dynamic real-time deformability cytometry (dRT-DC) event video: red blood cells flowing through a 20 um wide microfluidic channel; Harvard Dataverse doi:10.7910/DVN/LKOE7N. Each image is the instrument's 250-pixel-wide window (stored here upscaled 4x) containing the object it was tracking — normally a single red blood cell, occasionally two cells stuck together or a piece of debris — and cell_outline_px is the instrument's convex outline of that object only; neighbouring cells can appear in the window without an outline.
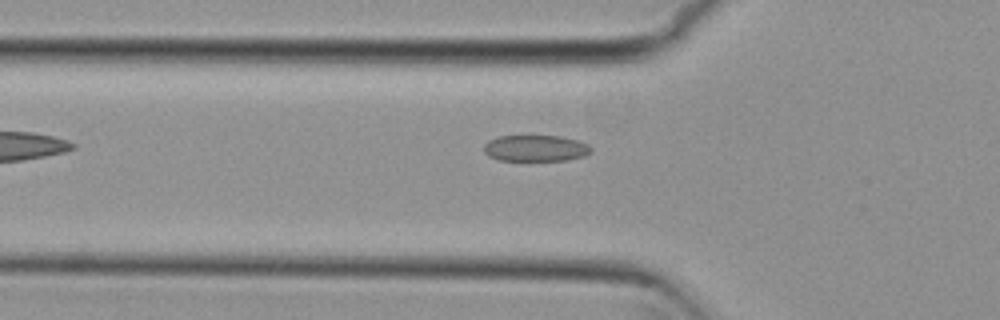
{"species": "common noctule bat (a hibernating species)", "species_latin": "Nyctalus noctula", "temperature_condition": "cold", "stored_images_in_passage": 32, "camera_frame_rate_fps": 3000, "um_per_image_px": 0.085, "animal": {"sex": "female", "body_mass_g": 29.2, "forearm_length_mm": 56.3}, "frame": {"image": 1, "passage_image": 3, "time_ms": 0.667, "image_size_px": [1000, 320], "cell_outline_px": [[592, 152], [584, 156], [564, 160], [500, 160], [488, 156], [484, 152], [484, 144], [488, 140], [496, 136], [560, 136], [576, 140], [588, 144], [592, 148]], "centroid_in_image_um": [45.51, 12.59], "position_along_channel_um": 80.3, "area_um2": 16.42}}
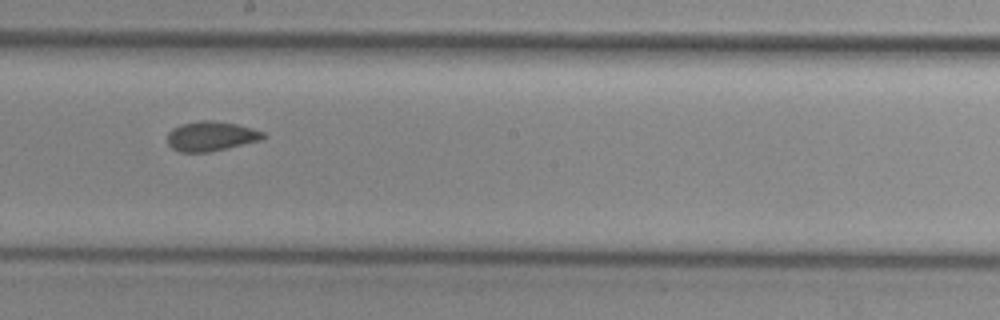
{"frame": {"image": 2, "passage_image": 15, "time_ms": 4.667, "image_size_px": [1000, 320], "cell_outline_px": [[264, 140], [208, 152], [180, 152], [172, 148], [168, 144], [168, 132], [172, 128], [180, 124], [200, 120], [212, 120], [236, 124], [252, 128], [264, 132]], "centroid_in_image_um": [17.93, 11.57], "position_along_channel_um": 230.3, "area_um2": 16.65}}
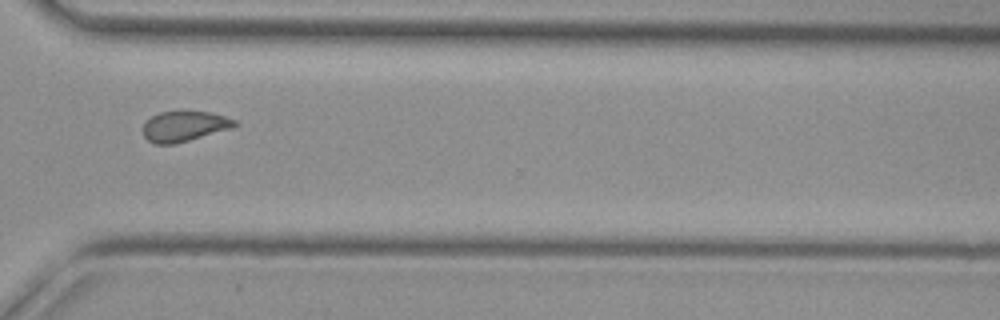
{"frame": {"image": 3, "passage_image": 25, "time_ms": 8.0, "image_size_px": [1000, 320], "cell_outline_px": [[236, 128], [176, 144], [156, 144], [148, 140], [144, 136], [144, 124], [152, 116], [160, 112], [208, 112], [224, 116], [236, 120]], "centroid_in_image_um": [15.72, 10.76], "position_along_channel_um": 354.9, "area_um2": 16.18}}